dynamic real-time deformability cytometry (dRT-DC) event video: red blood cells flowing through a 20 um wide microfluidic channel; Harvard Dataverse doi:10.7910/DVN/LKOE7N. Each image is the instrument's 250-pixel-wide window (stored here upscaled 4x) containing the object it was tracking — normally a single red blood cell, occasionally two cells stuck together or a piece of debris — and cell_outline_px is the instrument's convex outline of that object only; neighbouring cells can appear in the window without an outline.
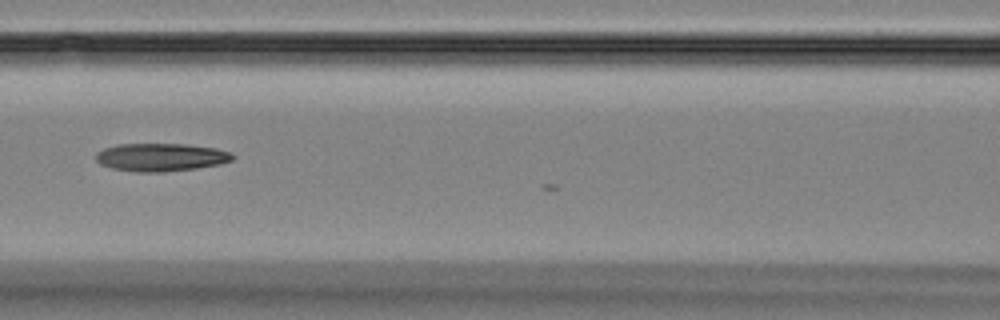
{"species": "Egyptian fruit bat (a non-hibernating species)", "species_latin": "Rousettus aegyptiacus", "temperature_condition": "room temperature", "stored_images_in_passage": 8, "camera_frame_rate_fps": 3000, "um_per_image_px": 0.085, "animal": {"sex": "female"}, "frame": {"image": 1, "passage_image": 7, "time_ms": 7.0, "image_size_px": [1000, 320], "cell_outline_px": [[236, 156], [232, 160], [220, 164], [196, 168], [164, 172], [136, 172], [112, 168], [100, 164], [96, 160], [96, 152], [104, 148], [116, 144], [188, 144], [216, 148], [228, 152]], "centroid_in_image_um": [13.66, 13.36], "position_along_channel_um": 152.9, "area_um2": 22.37}}
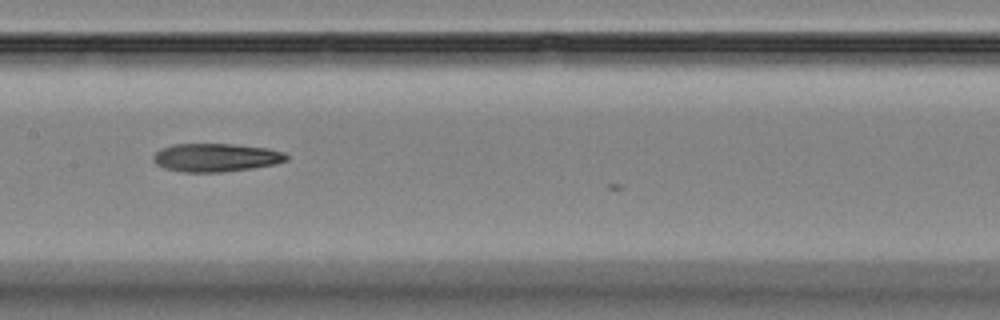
{"frame": {"image": 2, "passage_image": 8, "time_ms": 8.0, "image_size_px": [1000, 320], "cell_outline_px": [[288, 160], [276, 164], [252, 168], [220, 172], [184, 172], [164, 168], [156, 164], [152, 160], [152, 156], [160, 148], [172, 144], [236, 144], [268, 148], [284, 152], [288, 156]], "centroid_in_image_um": [18.34, 13.38], "position_along_channel_um": 189.1, "area_um2": 22.14}}